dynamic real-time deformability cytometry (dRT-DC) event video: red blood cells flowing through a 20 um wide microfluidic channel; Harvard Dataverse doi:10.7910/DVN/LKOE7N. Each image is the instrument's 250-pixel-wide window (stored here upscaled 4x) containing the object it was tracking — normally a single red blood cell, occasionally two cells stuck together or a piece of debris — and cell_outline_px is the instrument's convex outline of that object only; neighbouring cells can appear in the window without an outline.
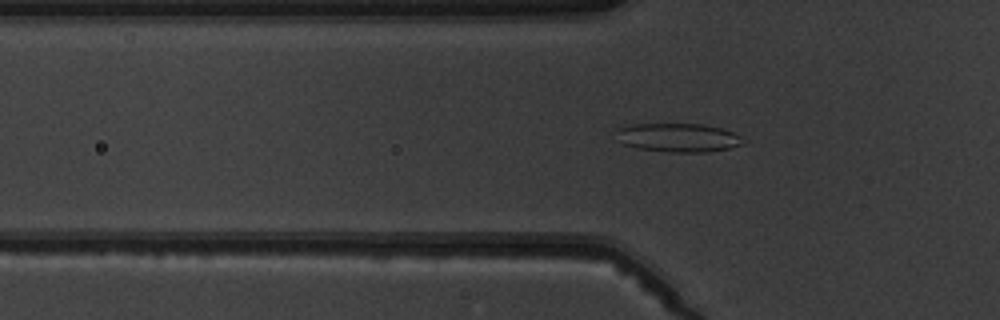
{"species": "common noctule bat (a hibernating species)", "species_latin": "Nyctalus noctula", "temperature_condition": "warm", "stored_images_in_passage": 6, "segment_of_instrument_passage": [2, 2], "camera_frame_rate_fps": 3000, "um_per_image_px": 0.085, "animal": {"sex": "male", "body_mass_g": 19.5, "forearm_length_mm": 54.6}, "frame": {"image": 1, "passage_image": 6, "time_ms": 6.333, "image_size_px": [1000, 320], "cell_outline_px": [[744, 144], [728, 148], [708, 152], [668, 152], [636, 148], [624, 144], [616, 128], [632, 124], [700, 124], [720, 128], [732, 132], [740, 136]], "centroid_in_image_um": [57.66, 11.7], "position_along_channel_um": 68.1, "area_um2": 20.92}}